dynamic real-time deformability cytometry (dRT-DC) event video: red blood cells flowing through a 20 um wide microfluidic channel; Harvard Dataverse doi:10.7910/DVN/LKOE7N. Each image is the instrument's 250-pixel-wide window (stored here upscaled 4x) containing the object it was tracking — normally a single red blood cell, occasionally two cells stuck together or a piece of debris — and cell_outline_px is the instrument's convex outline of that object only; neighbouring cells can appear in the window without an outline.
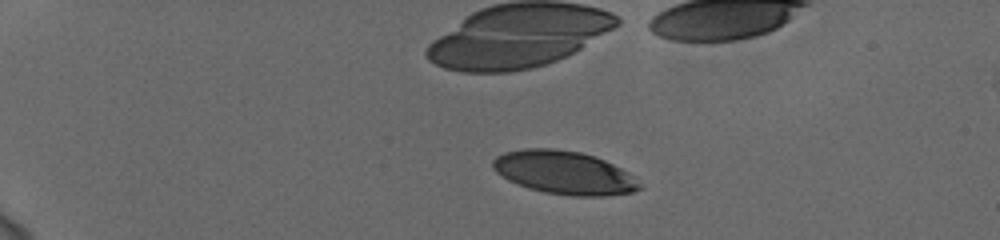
{"species": "human", "species_latin": "Homo sapiens", "temperature_condition": "cold", "stored_images_in_passage": 18, "camera_frame_rate_fps": 3000, "um_per_image_px": 0.085, "donor": {"sex": "female"}, "frame": {"image": 1, "passage_image": 1, "time_ms": 0.0, "image_size_px": [1000, 240], "cell_outline_px": [[644, 188], [632, 192], [604, 196], [572, 196], [544, 192], [528, 188], [508, 180], [496, 172], [492, 168], [492, 160], [496, 156], [504, 152], [524, 148], [552, 148], [580, 152], [596, 156], [628, 172]], "centroid_in_image_um": [47.93, 14.67], "position_along_channel_um": 37.1, "area_um2": 37.05}}